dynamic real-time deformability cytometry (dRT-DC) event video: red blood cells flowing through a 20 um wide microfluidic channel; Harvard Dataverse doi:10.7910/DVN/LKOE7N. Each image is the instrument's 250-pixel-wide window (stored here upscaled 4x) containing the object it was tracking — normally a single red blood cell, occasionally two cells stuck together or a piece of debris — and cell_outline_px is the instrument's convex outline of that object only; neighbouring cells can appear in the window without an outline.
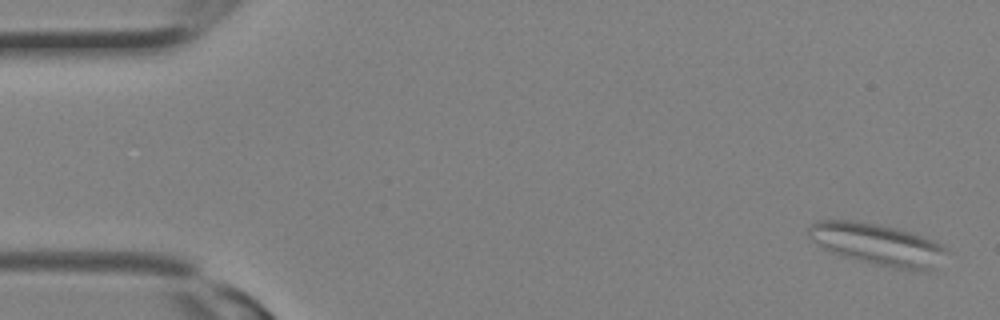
{"species": "Egyptian fruit bat (a non-hibernating species)", "species_latin": "Rousettus aegyptiacus", "temperature_condition": "room temperature", "stored_images_in_passage": 28, "camera_frame_rate_fps": 3000, "um_per_image_px": 0.085, "animal": {"sex": "female"}, "frame": {"image": 1, "passage_image": 1, "time_ms": 0.0, "image_size_px": [1000, 320], "cell_outline_px": [[948, 252], [936, 268], [900, 268], [876, 264], [844, 256], [832, 252], [824, 248], [812, 240], [808, 236], [808, 228], [816, 220], [852, 220], [876, 224], [896, 228], [932, 240], [940, 244]], "centroid_in_image_um": [74.54, 20.73], "position_along_channel_um": 10.5, "area_um2": 32.48}}
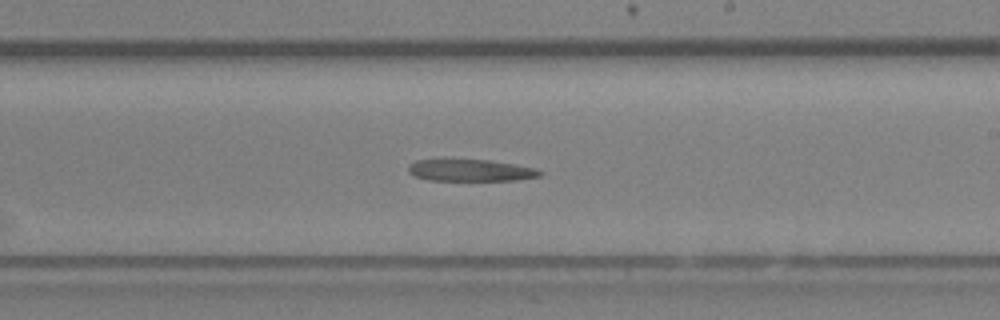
{"frame": {"image": 2, "passage_image": 17, "time_ms": 5.333, "image_size_px": [1000, 320], "cell_outline_px": [[544, 172], [540, 176], [516, 180], [428, 180], [416, 176], [408, 172], [408, 164], [416, 160], [436, 156], [444, 156], [492, 160], [536, 168]], "centroid_in_image_um": [39.89, 14.41], "position_along_channel_um": 249.1, "area_um2": 17.86}}
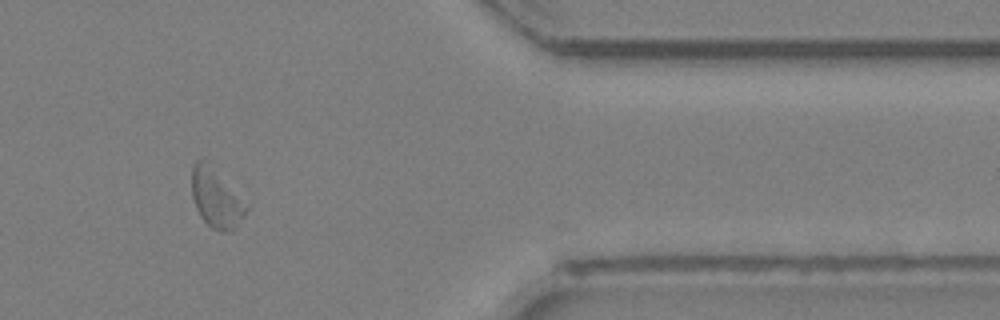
{"frame": {"image": 3, "passage_image": 24, "time_ms": 7.667, "image_size_px": [1000, 320], "cell_outline_px": [[248, 208], [244, 216], [236, 228], [232, 232], [220, 232], [212, 228], [200, 216], [196, 208], [192, 196], [192, 168], [196, 160], [208, 160], [248, 204]], "centroid_in_image_um": [18.39, 16.85], "position_along_channel_um": 393.0, "area_um2": 19.02}}